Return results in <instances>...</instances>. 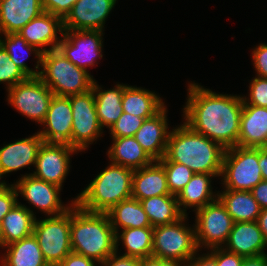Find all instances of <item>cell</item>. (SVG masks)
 Segmentation results:
<instances>
[{
    "mask_svg": "<svg viewBox=\"0 0 267 266\" xmlns=\"http://www.w3.org/2000/svg\"><path fill=\"white\" fill-rule=\"evenodd\" d=\"M140 202L152 227L175 223L184 216L174 195L149 197Z\"/></svg>",
    "mask_w": 267,
    "mask_h": 266,
    "instance_id": "32",
    "label": "cell"
},
{
    "mask_svg": "<svg viewBox=\"0 0 267 266\" xmlns=\"http://www.w3.org/2000/svg\"><path fill=\"white\" fill-rule=\"evenodd\" d=\"M213 177H215L213 174L194 173L190 181L176 196L179 210L183 215L187 216L186 209L188 208L194 207L193 211L195 212L217 199L218 193L213 192L211 186Z\"/></svg>",
    "mask_w": 267,
    "mask_h": 266,
    "instance_id": "24",
    "label": "cell"
},
{
    "mask_svg": "<svg viewBox=\"0 0 267 266\" xmlns=\"http://www.w3.org/2000/svg\"><path fill=\"white\" fill-rule=\"evenodd\" d=\"M161 195H171L164 166L154 160L150 165L134 170L132 198L139 201Z\"/></svg>",
    "mask_w": 267,
    "mask_h": 266,
    "instance_id": "23",
    "label": "cell"
},
{
    "mask_svg": "<svg viewBox=\"0 0 267 266\" xmlns=\"http://www.w3.org/2000/svg\"><path fill=\"white\" fill-rule=\"evenodd\" d=\"M258 163L264 181H267V149L258 148Z\"/></svg>",
    "mask_w": 267,
    "mask_h": 266,
    "instance_id": "49",
    "label": "cell"
},
{
    "mask_svg": "<svg viewBox=\"0 0 267 266\" xmlns=\"http://www.w3.org/2000/svg\"><path fill=\"white\" fill-rule=\"evenodd\" d=\"M195 234L197 247L221 248L227 242L234 221L217 198L196 211ZM223 244V245H222Z\"/></svg>",
    "mask_w": 267,
    "mask_h": 266,
    "instance_id": "9",
    "label": "cell"
},
{
    "mask_svg": "<svg viewBox=\"0 0 267 266\" xmlns=\"http://www.w3.org/2000/svg\"><path fill=\"white\" fill-rule=\"evenodd\" d=\"M34 215L31 209L18 202L0 224L1 248L32 235Z\"/></svg>",
    "mask_w": 267,
    "mask_h": 266,
    "instance_id": "25",
    "label": "cell"
},
{
    "mask_svg": "<svg viewBox=\"0 0 267 266\" xmlns=\"http://www.w3.org/2000/svg\"><path fill=\"white\" fill-rule=\"evenodd\" d=\"M112 140L107 151L111 163L136 170L154 161L134 136L112 137Z\"/></svg>",
    "mask_w": 267,
    "mask_h": 266,
    "instance_id": "26",
    "label": "cell"
},
{
    "mask_svg": "<svg viewBox=\"0 0 267 266\" xmlns=\"http://www.w3.org/2000/svg\"><path fill=\"white\" fill-rule=\"evenodd\" d=\"M115 87V88H114ZM113 89L103 90L94 80L93 93L100 126L110 128L123 113L122 97L124 84H116Z\"/></svg>",
    "mask_w": 267,
    "mask_h": 266,
    "instance_id": "28",
    "label": "cell"
},
{
    "mask_svg": "<svg viewBox=\"0 0 267 266\" xmlns=\"http://www.w3.org/2000/svg\"><path fill=\"white\" fill-rule=\"evenodd\" d=\"M122 107L123 112L145 120L155 116L165 105L155 92L124 84Z\"/></svg>",
    "mask_w": 267,
    "mask_h": 266,
    "instance_id": "27",
    "label": "cell"
},
{
    "mask_svg": "<svg viewBox=\"0 0 267 266\" xmlns=\"http://www.w3.org/2000/svg\"><path fill=\"white\" fill-rule=\"evenodd\" d=\"M220 177L224 189L251 191L263 180L258 163V148H227Z\"/></svg>",
    "mask_w": 267,
    "mask_h": 266,
    "instance_id": "8",
    "label": "cell"
},
{
    "mask_svg": "<svg viewBox=\"0 0 267 266\" xmlns=\"http://www.w3.org/2000/svg\"><path fill=\"white\" fill-rule=\"evenodd\" d=\"M187 91V102L183 108L184 123L225 149L237 146L242 96L218 94L194 82L188 85Z\"/></svg>",
    "mask_w": 267,
    "mask_h": 266,
    "instance_id": "1",
    "label": "cell"
},
{
    "mask_svg": "<svg viewBox=\"0 0 267 266\" xmlns=\"http://www.w3.org/2000/svg\"><path fill=\"white\" fill-rule=\"evenodd\" d=\"M134 170L110 163L74 199L83 210L106 213L121 201L132 197Z\"/></svg>",
    "mask_w": 267,
    "mask_h": 266,
    "instance_id": "4",
    "label": "cell"
},
{
    "mask_svg": "<svg viewBox=\"0 0 267 266\" xmlns=\"http://www.w3.org/2000/svg\"><path fill=\"white\" fill-rule=\"evenodd\" d=\"M69 99L73 118L71 147L82 152L101 136L103 128L98 121L93 90Z\"/></svg>",
    "mask_w": 267,
    "mask_h": 266,
    "instance_id": "11",
    "label": "cell"
},
{
    "mask_svg": "<svg viewBox=\"0 0 267 266\" xmlns=\"http://www.w3.org/2000/svg\"><path fill=\"white\" fill-rule=\"evenodd\" d=\"M106 214L115 234L120 228H153L141 202L132 197L113 206Z\"/></svg>",
    "mask_w": 267,
    "mask_h": 266,
    "instance_id": "31",
    "label": "cell"
},
{
    "mask_svg": "<svg viewBox=\"0 0 267 266\" xmlns=\"http://www.w3.org/2000/svg\"><path fill=\"white\" fill-rule=\"evenodd\" d=\"M19 195L14 184L9 185L5 180L0 181V224L6 214L19 202L17 200Z\"/></svg>",
    "mask_w": 267,
    "mask_h": 266,
    "instance_id": "39",
    "label": "cell"
},
{
    "mask_svg": "<svg viewBox=\"0 0 267 266\" xmlns=\"http://www.w3.org/2000/svg\"><path fill=\"white\" fill-rule=\"evenodd\" d=\"M14 186L17 193H20L28 203L48 216H57L64 213L75 202L71 200V204H68L69 206L63 205L59 196L62 188L41 180L30 173L22 175Z\"/></svg>",
    "mask_w": 267,
    "mask_h": 266,
    "instance_id": "13",
    "label": "cell"
},
{
    "mask_svg": "<svg viewBox=\"0 0 267 266\" xmlns=\"http://www.w3.org/2000/svg\"><path fill=\"white\" fill-rule=\"evenodd\" d=\"M183 216L177 222L153 227L152 256L184 266L199 250L195 226H186Z\"/></svg>",
    "mask_w": 267,
    "mask_h": 266,
    "instance_id": "6",
    "label": "cell"
},
{
    "mask_svg": "<svg viewBox=\"0 0 267 266\" xmlns=\"http://www.w3.org/2000/svg\"><path fill=\"white\" fill-rule=\"evenodd\" d=\"M78 151L68 144L43 142L35 163L33 176L62 188L70 168V156Z\"/></svg>",
    "mask_w": 267,
    "mask_h": 266,
    "instance_id": "14",
    "label": "cell"
},
{
    "mask_svg": "<svg viewBox=\"0 0 267 266\" xmlns=\"http://www.w3.org/2000/svg\"><path fill=\"white\" fill-rule=\"evenodd\" d=\"M3 248L7 250L0 260L1 266H49L33 234Z\"/></svg>",
    "mask_w": 267,
    "mask_h": 266,
    "instance_id": "30",
    "label": "cell"
},
{
    "mask_svg": "<svg viewBox=\"0 0 267 266\" xmlns=\"http://www.w3.org/2000/svg\"><path fill=\"white\" fill-rule=\"evenodd\" d=\"M267 247L257 221L234 222L227 242L223 248L242 257H253L265 254Z\"/></svg>",
    "mask_w": 267,
    "mask_h": 266,
    "instance_id": "19",
    "label": "cell"
},
{
    "mask_svg": "<svg viewBox=\"0 0 267 266\" xmlns=\"http://www.w3.org/2000/svg\"><path fill=\"white\" fill-rule=\"evenodd\" d=\"M143 121L144 119L142 117L123 112L118 120L109 128L111 137L134 136Z\"/></svg>",
    "mask_w": 267,
    "mask_h": 266,
    "instance_id": "37",
    "label": "cell"
},
{
    "mask_svg": "<svg viewBox=\"0 0 267 266\" xmlns=\"http://www.w3.org/2000/svg\"><path fill=\"white\" fill-rule=\"evenodd\" d=\"M78 0H43L44 12L64 19Z\"/></svg>",
    "mask_w": 267,
    "mask_h": 266,
    "instance_id": "40",
    "label": "cell"
},
{
    "mask_svg": "<svg viewBox=\"0 0 267 266\" xmlns=\"http://www.w3.org/2000/svg\"><path fill=\"white\" fill-rule=\"evenodd\" d=\"M43 12V0H0L1 36L18 33Z\"/></svg>",
    "mask_w": 267,
    "mask_h": 266,
    "instance_id": "21",
    "label": "cell"
},
{
    "mask_svg": "<svg viewBox=\"0 0 267 266\" xmlns=\"http://www.w3.org/2000/svg\"><path fill=\"white\" fill-rule=\"evenodd\" d=\"M249 98L242 96L243 105L267 108V78L255 76L249 84Z\"/></svg>",
    "mask_w": 267,
    "mask_h": 266,
    "instance_id": "38",
    "label": "cell"
},
{
    "mask_svg": "<svg viewBox=\"0 0 267 266\" xmlns=\"http://www.w3.org/2000/svg\"><path fill=\"white\" fill-rule=\"evenodd\" d=\"M64 34L63 19L48 12L28 22L18 33L29 45L35 46L41 53L55 50L60 41L57 34ZM49 46V48H47Z\"/></svg>",
    "mask_w": 267,
    "mask_h": 266,
    "instance_id": "17",
    "label": "cell"
},
{
    "mask_svg": "<svg viewBox=\"0 0 267 266\" xmlns=\"http://www.w3.org/2000/svg\"><path fill=\"white\" fill-rule=\"evenodd\" d=\"M140 259L118 255L115 251L112 255H110L105 261L101 263V266H139Z\"/></svg>",
    "mask_w": 267,
    "mask_h": 266,
    "instance_id": "43",
    "label": "cell"
},
{
    "mask_svg": "<svg viewBox=\"0 0 267 266\" xmlns=\"http://www.w3.org/2000/svg\"><path fill=\"white\" fill-rule=\"evenodd\" d=\"M250 192L261 209L267 208V181L262 180Z\"/></svg>",
    "mask_w": 267,
    "mask_h": 266,
    "instance_id": "45",
    "label": "cell"
},
{
    "mask_svg": "<svg viewBox=\"0 0 267 266\" xmlns=\"http://www.w3.org/2000/svg\"><path fill=\"white\" fill-rule=\"evenodd\" d=\"M184 266H217V263L216 258L207 252V254L204 253L202 256L199 255V257L196 253Z\"/></svg>",
    "mask_w": 267,
    "mask_h": 266,
    "instance_id": "46",
    "label": "cell"
},
{
    "mask_svg": "<svg viewBox=\"0 0 267 266\" xmlns=\"http://www.w3.org/2000/svg\"><path fill=\"white\" fill-rule=\"evenodd\" d=\"M225 150L218 142L183 123L170 131L165 156L158 161L181 163L194 173L220 177Z\"/></svg>",
    "mask_w": 267,
    "mask_h": 266,
    "instance_id": "2",
    "label": "cell"
},
{
    "mask_svg": "<svg viewBox=\"0 0 267 266\" xmlns=\"http://www.w3.org/2000/svg\"><path fill=\"white\" fill-rule=\"evenodd\" d=\"M72 108L69 97L53 96L46 118L41 124L44 129L38 131L43 142L64 143L71 146Z\"/></svg>",
    "mask_w": 267,
    "mask_h": 266,
    "instance_id": "16",
    "label": "cell"
},
{
    "mask_svg": "<svg viewBox=\"0 0 267 266\" xmlns=\"http://www.w3.org/2000/svg\"><path fill=\"white\" fill-rule=\"evenodd\" d=\"M257 223L262 231L263 237L267 242V208L261 209L260 214L257 218Z\"/></svg>",
    "mask_w": 267,
    "mask_h": 266,
    "instance_id": "50",
    "label": "cell"
},
{
    "mask_svg": "<svg viewBox=\"0 0 267 266\" xmlns=\"http://www.w3.org/2000/svg\"><path fill=\"white\" fill-rule=\"evenodd\" d=\"M166 106L155 116L145 119L134 137L153 160H160L165 156L168 137Z\"/></svg>",
    "mask_w": 267,
    "mask_h": 266,
    "instance_id": "20",
    "label": "cell"
},
{
    "mask_svg": "<svg viewBox=\"0 0 267 266\" xmlns=\"http://www.w3.org/2000/svg\"><path fill=\"white\" fill-rule=\"evenodd\" d=\"M241 266H267V254L245 257Z\"/></svg>",
    "mask_w": 267,
    "mask_h": 266,
    "instance_id": "48",
    "label": "cell"
},
{
    "mask_svg": "<svg viewBox=\"0 0 267 266\" xmlns=\"http://www.w3.org/2000/svg\"><path fill=\"white\" fill-rule=\"evenodd\" d=\"M7 91L8 103L18 112L40 125L44 122L54 94L38 76L28 77Z\"/></svg>",
    "mask_w": 267,
    "mask_h": 266,
    "instance_id": "10",
    "label": "cell"
},
{
    "mask_svg": "<svg viewBox=\"0 0 267 266\" xmlns=\"http://www.w3.org/2000/svg\"><path fill=\"white\" fill-rule=\"evenodd\" d=\"M39 78L55 96L69 97L92 90L94 78L89 71L69 61L58 49L42 53Z\"/></svg>",
    "mask_w": 267,
    "mask_h": 266,
    "instance_id": "5",
    "label": "cell"
},
{
    "mask_svg": "<svg viewBox=\"0 0 267 266\" xmlns=\"http://www.w3.org/2000/svg\"><path fill=\"white\" fill-rule=\"evenodd\" d=\"M71 207L62 214L35 219L33 235L49 266H58L71 252Z\"/></svg>",
    "mask_w": 267,
    "mask_h": 266,
    "instance_id": "7",
    "label": "cell"
},
{
    "mask_svg": "<svg viewBox=\"0 0 267 266\" xmlns=\"http://www.w3.org/2000/svg\"><path fill=\"white\" fill-rule=\"evenodd\" d=\"M120 240L126 250L123 255L138 259L152 256L153 228L122 229L120 235L116 234V252Z\"/></svg>",
    "mask_w": 267,
    "mask_h": 266,
    "instance_id": "33",
    "label": "cell"
},
{
    "mask_svg": "<svg viewBox=\"0 0 267 266\" xmlns=\"http://www.w3.org/2000/svg\"><path fill=\"white\" fill-rule=\"evenodd\" d=\"M4 39L0 36V45L4 48V50L8 53L10 59L28 76V77H37L40 73L41 66V57L42 53L35 46L29 45L27 41L19 34V33H9L3 34ZM19 49V50H18ZM25 50L28 55H31L32 52L37 57V65L35 66V70L30 69L26 63L23 61L28 56L19 55L20 52ZM19 52V54H18ZM30 52V53H29ZM38 70V71H37Z\"/></svg>",
    "mask_w": 267,
    "mask_h": 266,
    "instance_id": "34",
    "label": "cell"
},
{
    "mask_svg": "<svg viewBox=\"0 0 267 266\" xmlns=\"http://www.w3.org/2000/svg\"><path fill=\"white\" fill-rule=\"evenodd\" d=\"M218 199L225 206L234 222L257 221L261 208L250 191L224 189Z\"/></svg>",
    "mask_w": 267,
    "mask_h": 266,
    "instance_id": "29",
    "label": "cell"
},
{
    "mask_svg": "<svg viewBox=\"0 0 267 266\" xmlns=\"http://www.w3.org/2000/svg\"><path fill=\"white\" fill-rule=\"evenodd\" d=\"M43 143L41 135L37 132L31 137L16 140L13 143L5 144L0 149V179L7 173L21 170L34 165L37 153Z\"/></svg>",
    "mask_w": 267,
    "mask_h": 266,
    "instance_id": "18",
    "label": "cell"
},
{
    "mask_svg": "<svg viewBox=\"0 0 267 266\" xmlns=\"http://www.w3.org/2000/svg\"><path fill=\"white\" fill-rule=\"evenodd\" d=\"M163 166L167 177V185L171 195L177 196L190 181L194 172L181 163L172 161H159Z\"/></svg>",
    "mask_w": 267,
    "mask_h": 266,
    "instance_id": "35",
    "label": "cell"
},
{
    "mask_svg": "<svg viewBox=\"0 0 267 266\" xmlns=\"http://www.w3.org/2000/svg\"><path fill=\"white\" fill-rule=\"evenodd\" d=\"M100 263L83 255L71 252L58 266H96Z\"/></svg>",
    "mask_w": 267,
    "mask_h": 266,
    "instance_id": "44",
    "label": "cell"
},
{
    "mask_svg": "<svg viewBox=\"0 0 267 266\" xmlns=\"http://www.w3.org/2000/svg\"><path fill=\"white\" fill-rule=\"evenodd\" d=\"M103 32L100 30H64L58 50L74 65L87 70L102 58Z\"/></svg>",
    "mask_w": 267,
    "mask_h": 266,
    "instance_id": "12",
    "label": "cell"
},
{
    "mask_svg": "<svg viewBox=\"0 0 267 266\" xmlns=\"http://www.w3.org/2000/svg\"><path fill=\"white\" fill-rule=\"evenodd\" d=\"M252 60L257 76L267 78V44L260 43L253 49Z\"/></svg>",
    "mask_w": 267,
    "mask_h": 266,
    "instance_id": "41",
    "label": "cell"
},
{
    "mask_svg": "<svg viewBox=\"0 0 267 266\" xmlns=\"http://www.w3.org/2000/svg\"><path fill=\"white\" fill-rule=\"evenodd\" d=\"M267 108L243 105L237 146L266 149Z\"/></svg>",
    "mask_w": 267,
    "mask_h": 266,
    "instance_id": "22",
    "label": "cell"
},
{
    "mask_svg": "<svg viewBox=\"0 0 267 266\" xmlns=\"http://www.w3.org/2000/svg\"><path fill=\"white\" fill-rule=\"evenodd\" d=\"M71 248L100 264L116 251V234L106 213H94L71 205Z\"/></svg>",
    "mask_w": 267,
    "mask_h": 266,
    "instance_id": "3",
    "label": "cell"
},
{
    "mask_svg": "<svg viewBox=\"0 0 267 266\" xmlns=\"http://www.w3.org/2000/svg\"><path fill=\"white\" fill-rule=\"evenodd\" d=\"M117 0H78L63 19L64 30H100Z\"/></svg>",
    "mask_w": 267,
    "mask_h": 266,
    "instance_id": "15",
    "label": "cell"
},
{
    "mask_svg": "<svg viewBox=\"0 0 267 266\" xmlns=\"http://www.w3.org/2000/svg\"><path fill=\"white\" fill-rule=\"evenodd\" d=\"M210 253L216 258L217 266H241L244 258L226 251L223 247L210 249Z\"/></svg>",
    "mask_w": 267,
    "mask_h": 266,
    "instance_id": "42",
    "label": "cell"
},
{
    "mask_svg": "<svg viewBox=\"0 0 267 266\" xmlns=\"http://www.w3.org/2000/svg\"><path fill=\"white\" fill-rule=\"evenodd\" d=\"M139 266H179L175 262L163 260L153 256L140 259Z\"/></svg>",
    "mask_w": 267,
    "mask_h": 266,
    "instance_id": "47",
    "label": "cell"
},
{
    "mask_svg": "<svg viewBox=\"0 0 267 266\" xmlns=\"http://www.w3.org/2000/svg\"><path fill=\"white\" fill-rule=\"evenodd\" d=\"M28 76L10 59L8 53L0 45V84L6 83V90L23 82Z\"/></svg>",
    "mask_w": 267,
    "mask_h": 266,
    "instance_id": "36",
    "label": "cell"
}]
</instances>
